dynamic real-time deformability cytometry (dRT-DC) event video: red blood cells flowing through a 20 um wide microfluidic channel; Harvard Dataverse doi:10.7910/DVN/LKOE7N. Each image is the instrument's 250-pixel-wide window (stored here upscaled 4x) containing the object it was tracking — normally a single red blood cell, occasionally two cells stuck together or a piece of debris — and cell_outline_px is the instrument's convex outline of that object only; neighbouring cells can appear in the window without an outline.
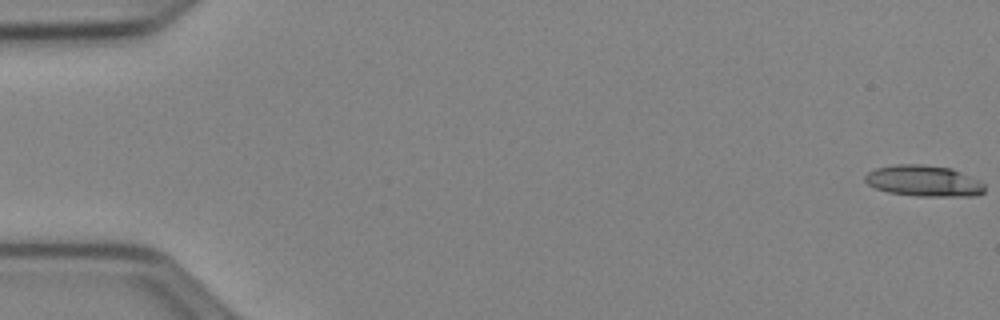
{"species": "Egyptian fruit bat (a non-hibernating species)", "species_latin": "Rousettus aegyptiacus", "temperature_condition": "cold", "stored_images_in_passage": 15, "camera_frame_rate_fps": 3000, "um_per_image_px": 0.085, "animal": {"sex": "female"}, "frame": {"image": 1, "passage_image": 1, "time_ms": 0.0, "image_size_px": [1000, 320], "cell_outline_px": [[984, 192], [976, 196], [916, 196], [888, 192], [876, 188], [868, 184], [864, 180], [864, 176], [868, 172], [876, 168], [896, 164], [924, 164], [952, 168], [984, 184]], "centroid_in_image_um": [78.49, 15.37], "position_along_channel_um": 6.5, "area_um2": 21.62}}
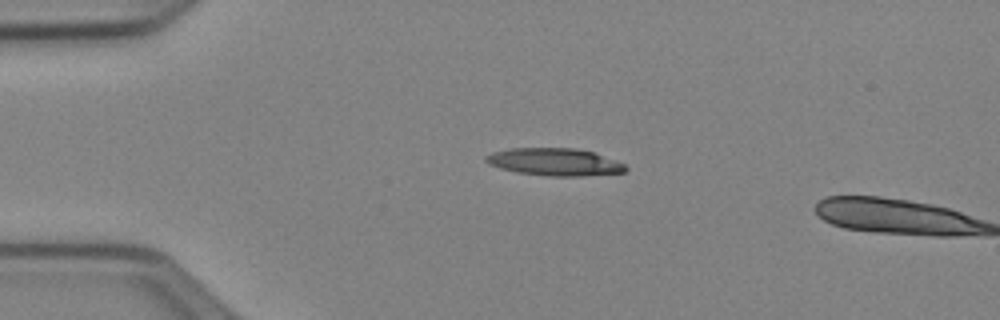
{"frame": {"image": 2, "passage_image": 13, "time_ms": 4.0, "image_size_px": [1000, 320], "cell_outline_px": [[628, 168], [624, 172], [580, 176], [548, 176], [520, 172], [500, 168], [488, 164], [484, 160], [484, 156], [492, 152], [512, 148], [576, 148], [592, 152], [624, 164]], "centroid_in_image_um": [47.1, 13.76], "position_along_channel_um": 37.9, "area_um2": 22.08}}